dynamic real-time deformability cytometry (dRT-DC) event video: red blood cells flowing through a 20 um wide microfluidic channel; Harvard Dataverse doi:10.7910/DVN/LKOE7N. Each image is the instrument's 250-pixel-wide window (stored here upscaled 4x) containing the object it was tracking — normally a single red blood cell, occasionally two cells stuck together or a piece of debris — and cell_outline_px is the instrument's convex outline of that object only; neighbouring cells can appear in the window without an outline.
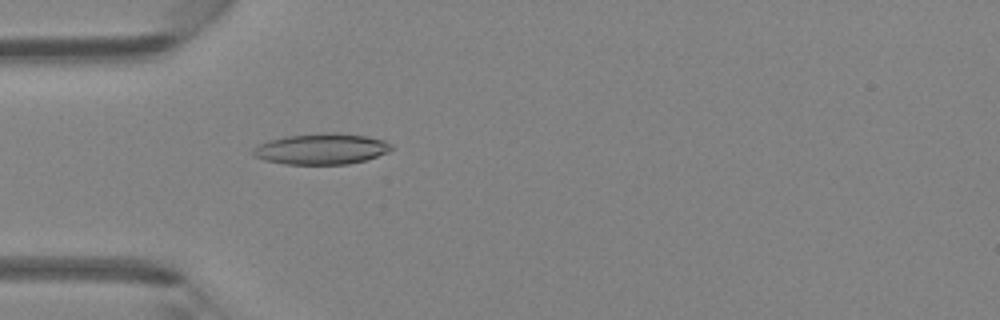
{"species": "Egyptian fruit bat (a non-hibernating species)", "species_latin": "Rousettus aegyptiacus", "temperature_condition": "room temperature", "stored_images_in_passage": 34, "camera_frame_rate_fps": 3000, "um_per_image_px": 0.085, "animal": {"sex": "female"}, "frame": {"image": 1, "passage_image": 2, "time_ms": 0.333, "image_size_px": [1000, 320], "cell_outline_px": [[392, 148], [388, 152], [364, 160], [348, 164], [284, 164], [264, 160], [252, 156], [252, 148], [260, 144], [284, 136], [364, 136], [384, 140], [392, 144]], "centroid_in_image_um": [27.27, 12.72], "position_along_channel_um": 57.7, "area_um2": 23.58}}
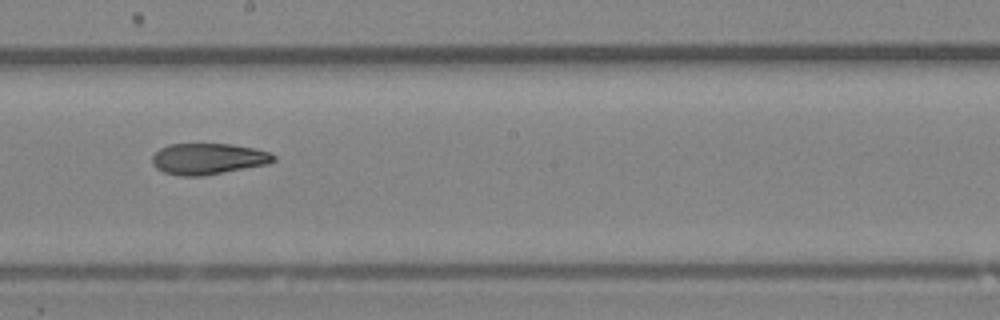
{"frame": {"image": 2, "passage_image": 14, "time_ms": 4.333, "image_size_px": [1000, 320], "cell_outline_px": [[276, 160], [268, 164], [200, 176], [180, 176], [164, 172], [156, 168], [152, 164], [152, 156], [160, 148], [168, 144], [232, 144], [256, 148], [268, 152], [276, 156]], "centroid_in_image_um": [17.69, 13.49], "position_along_channel_um": 230.5, "area_um2": 22.02}}
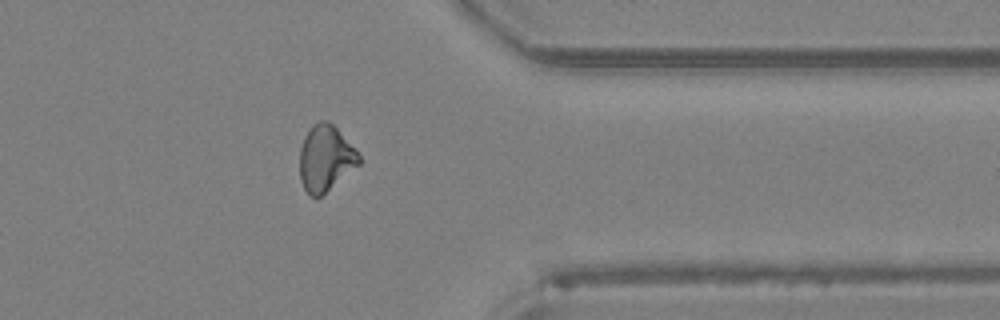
{"frame": {"image": 3, "passage_image": 25, "time_ms": 8.0, "image_size_px": [1000, 320], "cell_outline_px": [[360, 164], [320, 196], [312, 196], [304, 188], [300, 180], [300, 148], [304, 136], [312, 124], [320, 120], [328, 120], [336, 128], [360, 156]], "centroid_in_image_um": [27.64, 13.43], "position_along_channel_um": 383.8, "area_um2": 22.37}}